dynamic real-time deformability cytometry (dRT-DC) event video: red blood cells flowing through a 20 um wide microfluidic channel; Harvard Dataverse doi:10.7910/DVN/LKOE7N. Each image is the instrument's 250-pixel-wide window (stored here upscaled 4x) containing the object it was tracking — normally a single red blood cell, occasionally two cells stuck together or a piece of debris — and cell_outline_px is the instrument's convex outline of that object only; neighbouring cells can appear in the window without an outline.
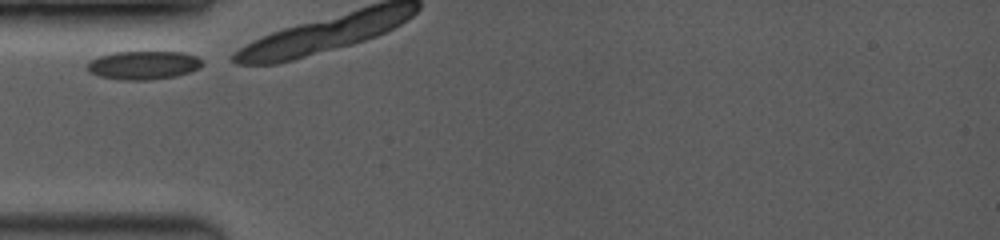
{"species": "common noctule bat (a hibernating species)", "species_latin": "Nyctalus noctula", "temperature_condition": "room temperature", "stored_images_in_passage": 20, "camera_frame_rate_fps": 3500, "um_per_image_px": 0.085, "animal": {"sex": "female", "body_mass_g": 19.0, "forearm_length_mm": 53.3}, "frame": {"image": 1, "passage_image": 1, "time_ms": 0.0, "image_size_px": [1000, 240], "cell_outline_px": [[204, 64], [200, 68], [176, 76], [148, 80], [120, 80], [100, 76], [88, 72], [88, 64], [92, 60], [100, 56], [112, 52], [184, 52], [196, 56], [204, 60]], "centroid_in_image_um": [12.24, 5.54], "position_along_channel_um": 72.8, "area_um2": 19.13}}